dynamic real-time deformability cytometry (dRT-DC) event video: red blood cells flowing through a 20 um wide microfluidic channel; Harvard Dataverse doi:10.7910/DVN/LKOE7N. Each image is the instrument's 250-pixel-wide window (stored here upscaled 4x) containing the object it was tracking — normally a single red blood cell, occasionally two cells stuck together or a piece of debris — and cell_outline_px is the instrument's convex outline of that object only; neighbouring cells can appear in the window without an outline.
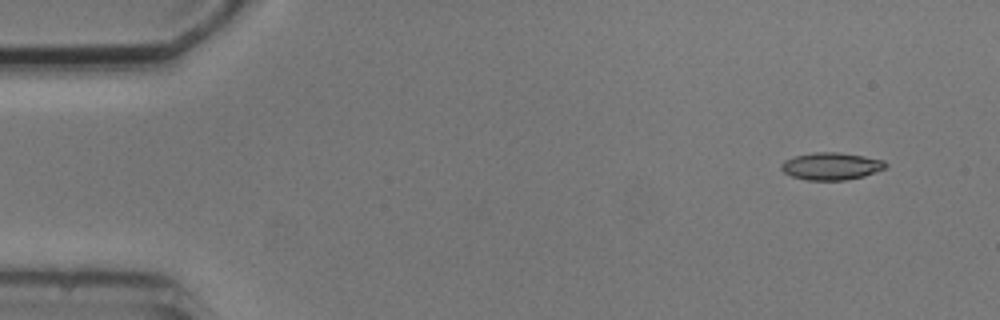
{"species": "common noctule bat (a hibernating species)", "species_latin": "Nyctalus noctula", "temperature_condition": "cold", "stored_images_in_passage": 4, "camera_frame_rate_fps": 3000, "um_per_image_px": 0.085, "animal": {"sex": "male", "body_mass_g": 20.5, "forearm_length_mm": 52.5}, "frame": {"image": 1, "passage_image": 1, "time_ms": 0.0, "image_size_px": [1000, 320], "cell_outline_px": [[888, 164], [884, 168], [864, 176], [844, 180], [808, 180], [792, 176], [784, 172], [780, 168], [780, 164], [784, 160], [796, 156], [816, 152], [840, 152], [864, 156], [884, 160]], "centroid_in_image_um": [70.65, 14.12], "position_along_channel_um": 14.4, "area_um2": 16.53}}
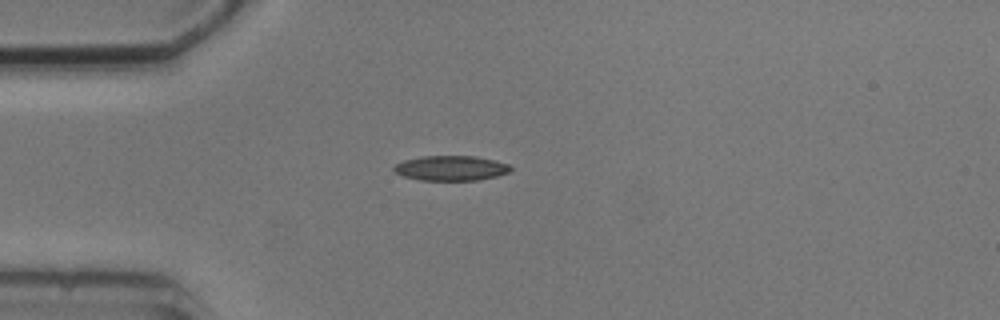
{"frame": {"image": 2, "passage_image": 4, "time_ms": 3.333, "image_size_px": [1000, 320], "cell_outline_px": [[512, 168], [508, 172], [496, 176], [476, 180], [420, 180], [404, 176], [396, 172], [392, 168], [396, 164], [404, 160], [420, 156], [476, 156], [508, 164]], "centroid_in_image_um": [38.3, 14.28], "position_along_channel_um": 46.7, "area_um2": 16.76}}